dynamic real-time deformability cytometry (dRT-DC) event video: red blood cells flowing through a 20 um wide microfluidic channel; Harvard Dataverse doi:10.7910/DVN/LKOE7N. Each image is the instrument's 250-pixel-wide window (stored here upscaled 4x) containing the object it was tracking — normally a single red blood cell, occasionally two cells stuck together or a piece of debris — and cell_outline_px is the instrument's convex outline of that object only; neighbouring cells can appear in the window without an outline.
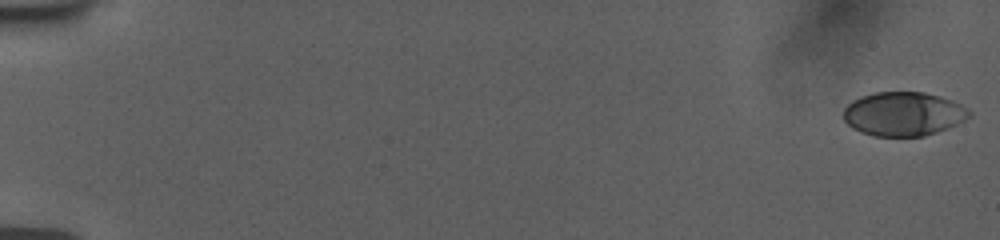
{"species": "human", "species_latin": "Homo sapiens", "temperature_condition": "room temperature", "stored_images_in_passage": 56, "camera_frame_rate_fps": 3000, "um_per_image_px": 0.085, "donor": {"sex": "female"}, "frame": {"image": 1, "passage_image": 1, "time_ms": 0.0, "image_size_px": [1000, 240], "cell_outline_px": [[972, 116], [948, 128], [924, 136], [872, 136], [860, 132], [852, 128], [844, 120], [844, 108], [852, 100], [860, 96], [876, 92], [924, 92], [940, 96], [952, 100], [968, 108], [972, 112]], "centroid_in_image_um": [76.8, 9.68], "position_along_channel_um": 8.2, "area_um2": 32.43}}
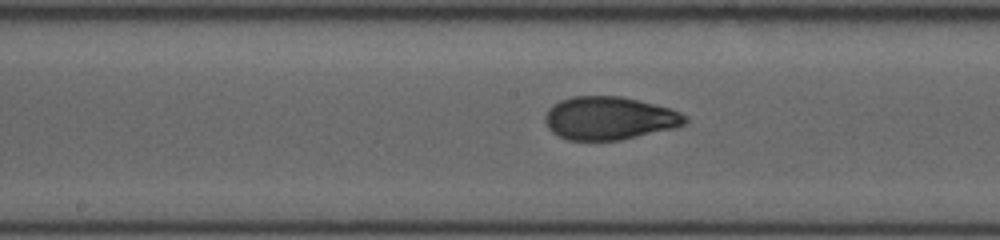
{"frame": {"image": 2, "passage_image": 31, "time_ms": 10.0, "image_size_px": [1000, 240], "cell_outline_px": [[688, 120], [684, 124], [676, 128], [620, 140], [568, 140], [552, 132], [548, 128], [544, 120], [544, 116], [548, 108], [552, 104], [560, 100], [572, 96], [620, 96], [672, 108], [688, 116]], "centroid_in_image_um": [51.8, 10.04], "position_along_channel_um": 196.4, "area_um2": 35.43}}
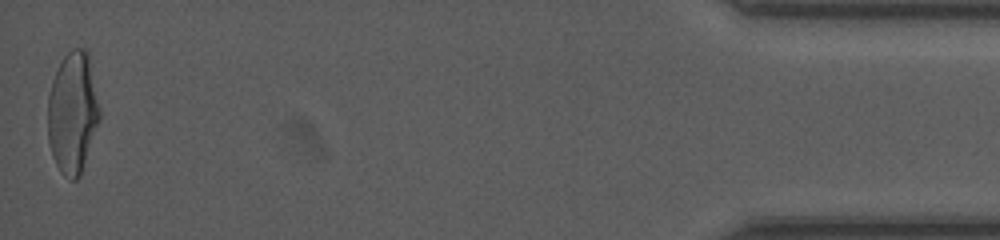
{"frame": {"image": 3, "passage_image": 56, "time_ms": 18.333, "image_size_px": [1000, 240], "cell_outline_px": [[100, 120], [80, 176], [76, 180], [72, 180], [64, 176], [60, 172], [52, 156], [48, 140], [48, 96], [52, 80], [64, 56], [72, 48], [84, 48], [88, 52], [100, 108]], "centroid_in_image_um": [6.18, 9.6], "position_along_channel_um": 429.0, "area_um2": 36.82}, "authors_computed_cell_mechanics": {"area_um2": 34.4488, "velocity_mm_per_s": 3.7584, "shape_relaxation_time_tau1_ms": 8.5416, "shape_relaxation_time_tau2_ms": 0.9931, "deformation_change_tau1": 0.2709, "deformation_change_tau2": 0.0635}}